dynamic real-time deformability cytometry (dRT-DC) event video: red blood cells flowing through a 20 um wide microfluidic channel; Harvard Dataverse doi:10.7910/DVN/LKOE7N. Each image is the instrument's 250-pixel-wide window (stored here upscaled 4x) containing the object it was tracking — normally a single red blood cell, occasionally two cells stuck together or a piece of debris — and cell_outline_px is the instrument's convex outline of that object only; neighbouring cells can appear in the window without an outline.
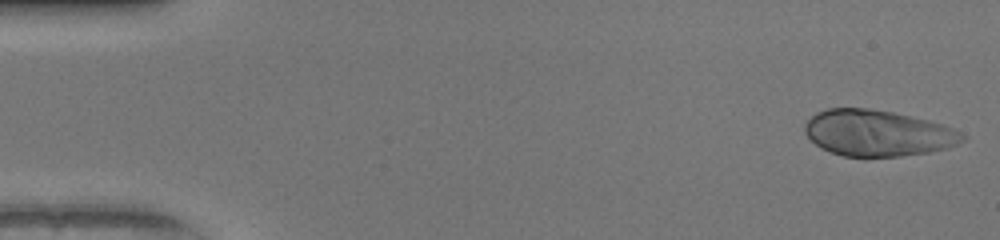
{"species": "human", "species_latin": "Homo sapiens", "temperature_condition": "warm", "stored_images_in_passage": 50, "camera_frame_rate_fps": 3000, "um_per_image_px": 0.085, "donor": {"sex": "female"}, "frame": {"image": 1, "passage_image": 1, "time_ms": 0.0, "image_size_px": [1000, 240], "cell_outline_px": [[968, 136], [964, 140], [948, 148], [928, 152], [900, 156], [864, 160], [844, 156], [832, 152], [816, 144], [804, 132], [804, 124], [816, 112], [828, 108], [868, 108], [892, 112], [912, 116], [944, 124]], "centroid_in_image_um": [74.61, 11.34], "position_along_channel_um": 10.4, "area_um2": 43.0}}
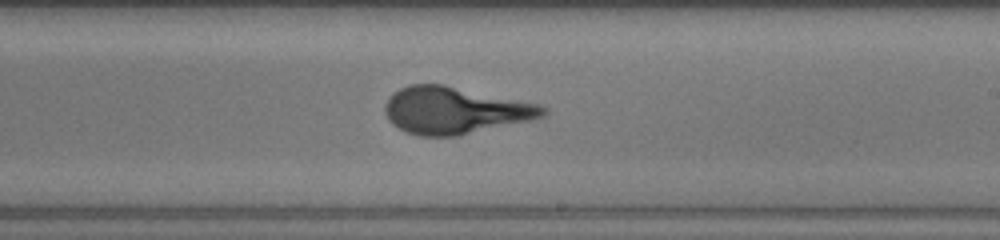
{"frame": {"image": 2, "passage_image": 29, "time_ms": 9.333, "image_size_px": [1000, 240], "cell_outline_px": [[548, 112], [544, 116], [532, 120], [460, 136], [420, 136], [408, 132], [392, 124], [388, 120], [384, 112], [384, 104], [388, 96], [392, 92], [408, 84], [444, 84], [540, 104], [548, 108]], "centroid_in_image_um": [38.66, 9.38], "position_along_channel_um": 250.3, "area_um2": 43.75}}
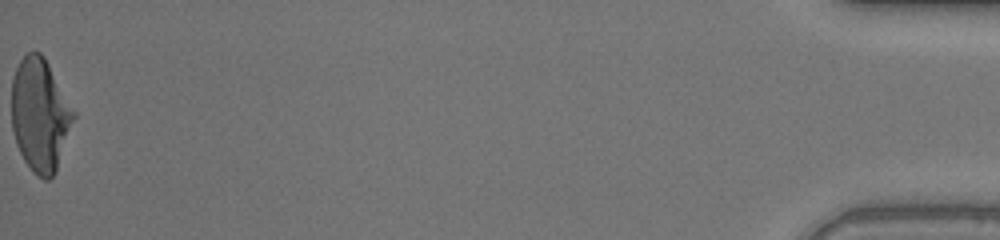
{"frame": {"image": 3, "passage_image": 50, "time_ms": 16.333, "image_size_px": [1000, 240], "cell_outline_px": [[76, 116], [56, 172], [48, 180], [44, 180], [32, 172], [24, 160], [16, 144], [12, 128], [12, 76], [20, 60], [28, 52], [40, 52], [44, 56], [76, 112]], "centroid_in_image_um": [3.41, 9.77], "position_along_channel_um": 431.8, "area_um2": 41.1}}